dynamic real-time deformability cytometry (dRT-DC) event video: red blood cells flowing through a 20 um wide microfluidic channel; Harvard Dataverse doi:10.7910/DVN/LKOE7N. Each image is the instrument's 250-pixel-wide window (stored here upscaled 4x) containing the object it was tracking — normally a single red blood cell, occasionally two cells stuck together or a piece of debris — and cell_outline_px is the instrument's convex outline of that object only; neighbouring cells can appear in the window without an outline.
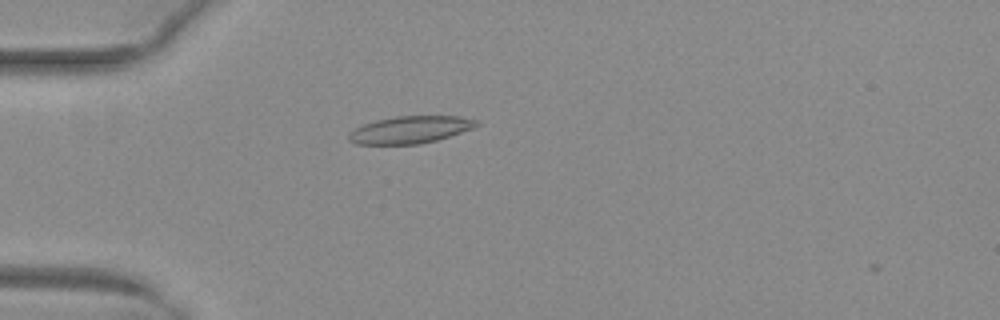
{"species": "common noctule bat (a hibernating species)", "species_latin": "Nyctalus noctula", "temperature_condition": "warm", "stored_images_in_passage": 3, "camera_frame_rate_fps": 3000, "um_per_image_px": 0.085, "animal": {"sex": "female", "body_mass_g": 29.2, "forearm_length_mm": 56.3}, "frame": {"image": 1, "passage_image": 2, "time_ms": 0.333, "image_size_px": [1000, 320], "cell_outline_px": [[480, 124], [472, 128], [436, 140], [420, 144], [356, 144], [348, 140], [348, 132], [364, 124], [376, 120], [396, 116], [460, 116], [480, 120]], "centroid_in_image_um": [34.86, 11.02], "position_along_channel_um": 50.1, "area_um2": 20.23}}